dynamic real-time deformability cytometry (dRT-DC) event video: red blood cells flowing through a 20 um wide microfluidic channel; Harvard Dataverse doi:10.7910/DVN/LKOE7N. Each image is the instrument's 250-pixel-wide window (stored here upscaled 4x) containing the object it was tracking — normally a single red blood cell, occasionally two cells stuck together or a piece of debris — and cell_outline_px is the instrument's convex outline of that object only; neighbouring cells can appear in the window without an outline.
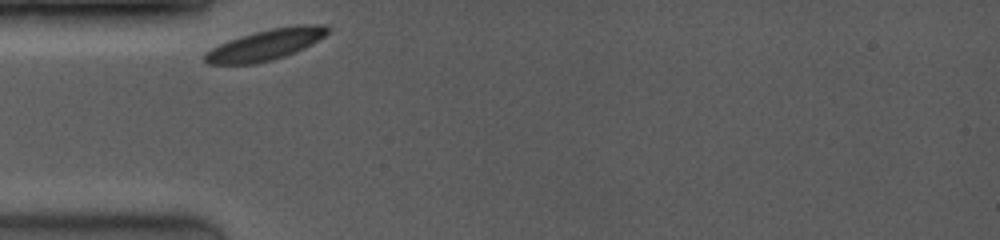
{"species": "common noctule bat (a hibernating species)", "species_latin": "Nyctalus noctula", "temperature_condition": "room temperature", "stored_images_in_passage": 38, "camera_frame_rate_fps": 4000, "um_per_image_px": 0.085, "animal": {"sex": "female", "body_mass_g": 19.0, "forearm_length_mm": 53.3}, "frame": {"image": 1, "passage_image": 1, "time_ms": 0.0, "image_size_px": [1000, 240], "cell_outline_px": [[328, 32], [324, 36], [284, 56], [272, 60], [252, 64], [208, 64], [204, 60], [204, 56], [212, 48], [228, 40], [240, 36], [272, 28], [300, 24], [328, 24]], "centroid_in_image_um": [22.56, 3.79], "position_along_channel_um": 62.4, "area_um2": 21.5}}
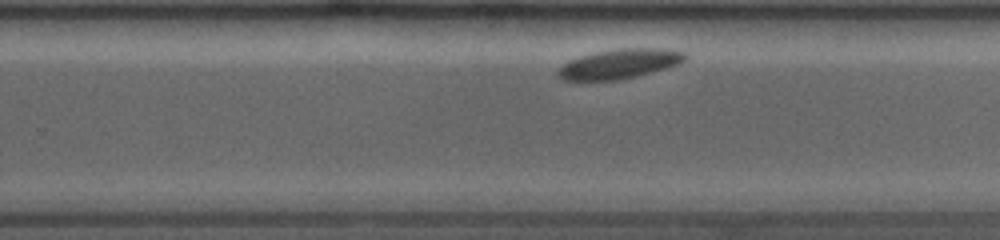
{"frame": {"image": 2, "passage_image": 25, "time_ms": 6.0, "image_size_px": [1000, 240], "cell_outline_px": [[688, 56], [684, 60], [676, 64], [636, 76], [616, 80], [564, 80], [560, 76], [560, 68], [564, 64], [580, 56], [596, 52], [620, 48], [668, 48], [684, 52]], "centroid_in_image_um": [52.7, 5.41], "position_along_channel_um": 277.1, "area_um2": 21.33}}
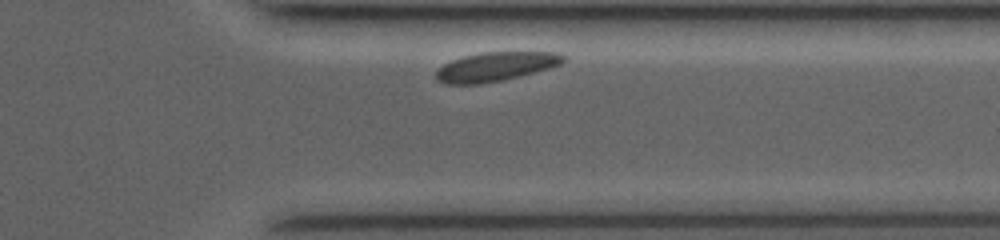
{"frame": {"image": 3, "passage_image": 35, "time_ms": 8.5, "image_size_px": [1000, 240], "cell_outline_px": [[564, 60], [560, 64], [548, 68], [500, 80], [476, 84], [448, 84], [436, 80], [436, 72], [444, 64], [452, 60], [464, 56], [484, 52], [556, 52], [564, 56]], "centroid_in_image_um": [42.09, 5.65], "position_along_channel_um": 369.3, "area_um2": 20.98}}